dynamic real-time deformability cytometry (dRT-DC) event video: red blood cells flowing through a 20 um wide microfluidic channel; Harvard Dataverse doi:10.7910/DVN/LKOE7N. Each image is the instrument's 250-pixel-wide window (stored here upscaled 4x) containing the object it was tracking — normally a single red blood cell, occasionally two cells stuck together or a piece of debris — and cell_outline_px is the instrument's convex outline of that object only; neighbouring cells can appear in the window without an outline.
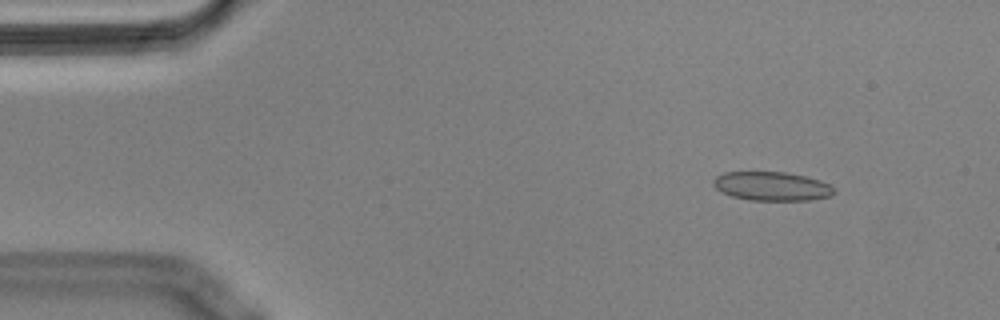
{"species": "Egyptian fruit bat (a non-hibernating species)", "species_latin": "Rousettus aegyptiacus", "temperature_condition": "cold", "stored_images_in_passage": 55, "camera_frame_rate_fps": 3000, "um_per_image_px": 0.085, "animal": {"sex": "male"}, "frame": {"image": 1, "passage_image": 6, "time_ms": 1.667, "image_size_px": [1000, 320], "cell_outline_px": [[836, 192], [832, 196], [808, 200], [748, 200], [732, 196], [720, 192], [712, 184], [712, 180], [716, 176], [724, 172], [784, 172], [804, 176], [820, 180], [828, 184]], "centroid_in_image_um": [65.57, 15.83], "position_along_channel_um": 19.4, "area_um2": 20.35}}
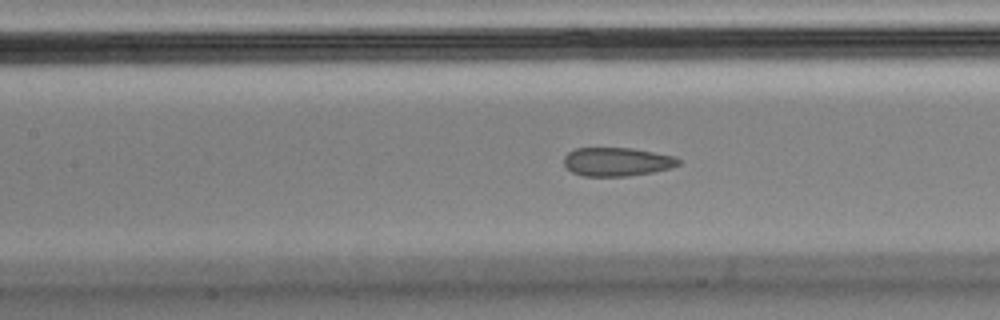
{"frame": {"image": 2, "passage_image": 24, "time_ms": 7.667, "image_size_px": [1000, 320], "cell_outline_px": [[680, 164], [668, 168], [652, 172], [628, 176], [584, 176], [572, 172], [564, 164], [564, 156], [568, 152], [576, 148], [632, 148], [676, 156], [680, 160]], "centroid_in_image_um": [52.44, 13.74], "position_along_channel_um": 155.0, "area_um2": 19.07}}
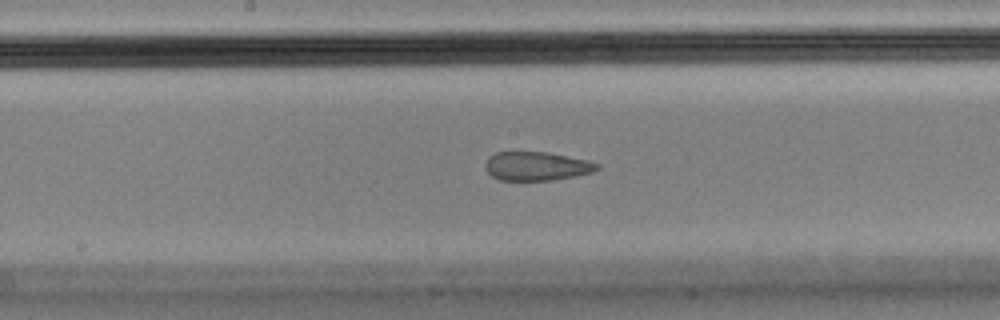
{"frame": {"image": 3, "passage_image": 28, "time_ms": 9.0, "image_size_px": [1000, 320], "cell_outline_px": [[600, 168], [592, 172], [576, 176], [552, 180], [500, 180], [492, 176], [484, 168], [484, 164], [488, 156], [496, 152], [548, 152], [588, 160], [600, 164]], "centroid_in_image_um": [45.6, 14.12], "position_along_channel_um": 202.6, "area_um2": 18.9}, "authors_computed_cell_mechanics": {"area_um2": 20.6346, "velocity_mm_per_s": 3.5893, "shape_relaxation_time_tau1_ms": null, "shape_relaxation_time_tau2_ms": 1.3877, "deformation_change_tau1": null, "deformation_change_tau2": 0.0831}}